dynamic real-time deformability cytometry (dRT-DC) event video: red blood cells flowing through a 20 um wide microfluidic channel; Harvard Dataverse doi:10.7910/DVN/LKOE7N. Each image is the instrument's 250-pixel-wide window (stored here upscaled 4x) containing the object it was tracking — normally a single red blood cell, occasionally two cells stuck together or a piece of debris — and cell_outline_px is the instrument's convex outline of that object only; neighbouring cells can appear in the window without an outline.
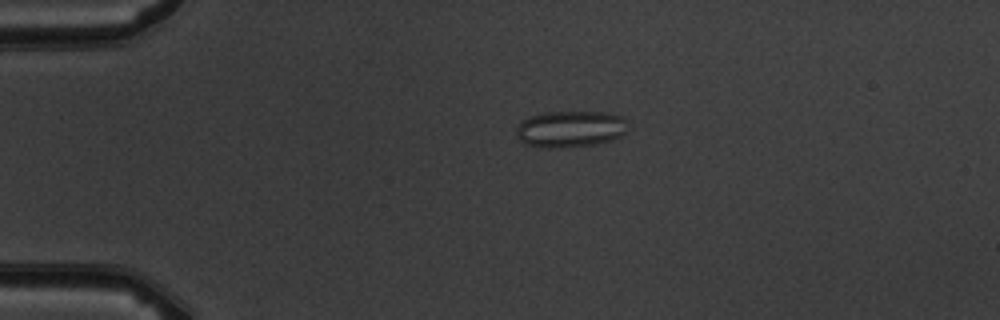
{"species": "common noctule bat (a hibernating species)", "species_latin": "Nyctalus noctula", "temperature_condition": "warm", "stored_images_in_passage": 4, "camera_frame_rate_fps": 3000, "um_per_image_px": 0.085, "animal": {"sex": "male", "body_mass_g": 19.5, "forearm_length_mm": 54.6}, "frame": {"image": 1, "passage_image": 3, "time_ms": 3.0, "image_size_px": [1000, 320], "cell_outline_px": [[624, 132], [620, 136], [612, 140], [596, 144], [564, 148], [540, 148], [524, 144], [520, 140], [516, 132], [516, 128], [528, 116], [544, 112], [604, 112], [624, 116]], "centroid_in_image_um": [48.43, 10.97], "position_along_channel_um": 36.6, "area_um2": 23.81}}